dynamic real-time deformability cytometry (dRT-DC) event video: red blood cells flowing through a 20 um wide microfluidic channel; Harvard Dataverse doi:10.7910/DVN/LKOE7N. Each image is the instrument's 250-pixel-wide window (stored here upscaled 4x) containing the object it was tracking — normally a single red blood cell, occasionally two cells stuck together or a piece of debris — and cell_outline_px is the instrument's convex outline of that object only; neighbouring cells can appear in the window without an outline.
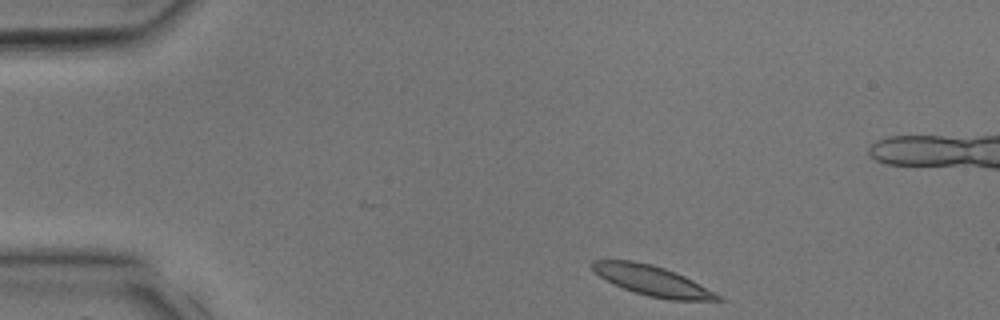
{"species": "common noctule bat (a hibernating species)", "species_latin": "Nyctalus noctula", "temperature_condition": "room temperature", "stored_images_in_passage": 26, "camera_frame_rate_fps": 3000, "um_per_image_px": 0.085, "animal": {"sex": "male", "body_mass_g": 17.9, "forearm_length_mm": 54.2}, "frame": {"image": 1, "passage_image": 1, "time_ms": 0.0, "image_size_px": [1000, 320], "cell_outline_px": [[724, 300], [672, 300], [648, 296], [624, 288], [600, 276], [592, 268], [592, 260], [632, 260], [652, 264], [676, 272], [724, 296]], "centroid_in_image_um": [55.51, 23.86], "position_along_channel_um": 29.5, "area_um2": 21.68}}
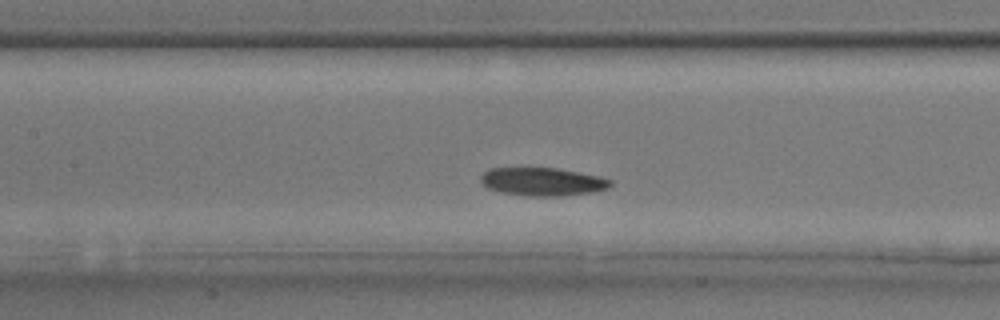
{"frame": {"image": 2, "passage_image": 11, "time_ms": 3.333, "image_size_px": [1000, 320], "cell_outline_px": [[612, 184], [608, 188], [592, 192], [560, 196], [528, 196], [500, 192], [488, 188], [480, 180], [480, 176], [488, 168], [556, 168], [596, 176], [612, 180]], "centroid_in_image_um": [46.08, 15.45], "position_along_channel_um": 161.3, "area_um2": 21.1}}
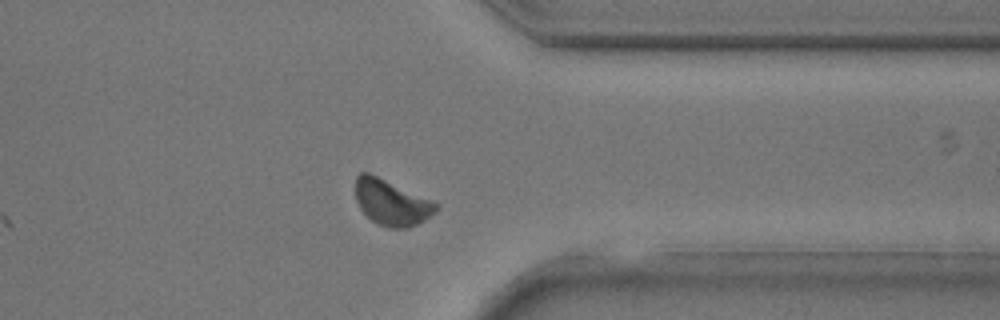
{"frame": {"image": 3, "passage_image": 22, "time_ms": 7.0, "image_size_px": [1000, 320], "cell_outline_px": [[440, 204], [436, 212], [424, 220], [408, 228], [392, 228], [380, 224], [372, 220], [360, 208], [356, 200], [356, 176], [360, 172], [368, 172], [432, 200]], "centroid_in_image_um": [33.29, 17.2], "position_along_channel_um": 378.1, "area_um2": 21.21}}